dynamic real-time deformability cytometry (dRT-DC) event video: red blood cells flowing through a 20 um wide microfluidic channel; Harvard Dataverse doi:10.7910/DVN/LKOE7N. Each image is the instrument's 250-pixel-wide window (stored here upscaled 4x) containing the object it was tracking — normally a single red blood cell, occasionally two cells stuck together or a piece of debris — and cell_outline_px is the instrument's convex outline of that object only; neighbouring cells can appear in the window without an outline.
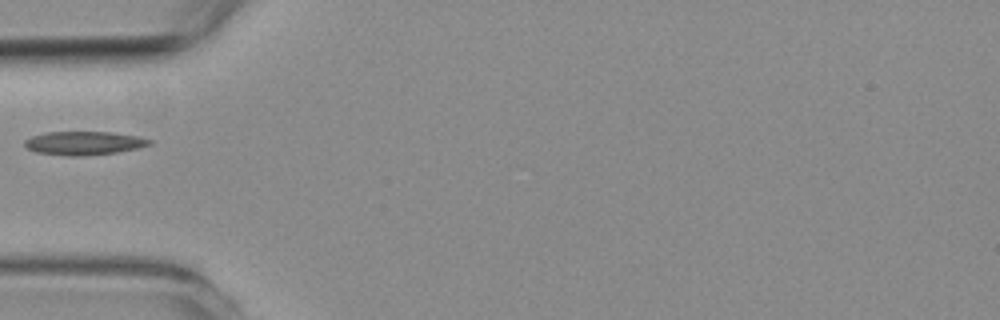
{"species": "common noctule bat (a hibernating species)", "species_latin": "Nyctalus noctula", "temperature_condition": "room temperature", "stored_images_in_passage": 33, "camera_frame_rate_fps": 3000, "um_per_image_px": 0.085, "animal": {"sex": "female", "body_mass_g": 19.3, "forearm_length_mm": 54.1}, "frame": {"image": 1, "passage_image": 1, "time_ms": 0.0, "image_size_px": [1000, 320], "cell_outline_px": [[152, 144], [136, 148], [116, 152], [80, 156], [68, 156], [36, 152], [28, 148], [24, 144], [24, 140], [32, 136], [44, 132], [112, 132], [140, 136], [152, 140]], "centroid_in_image_um": [7.14, 12.15], "position_along_channel_um": 77.9, "area_um2": 17.11}}
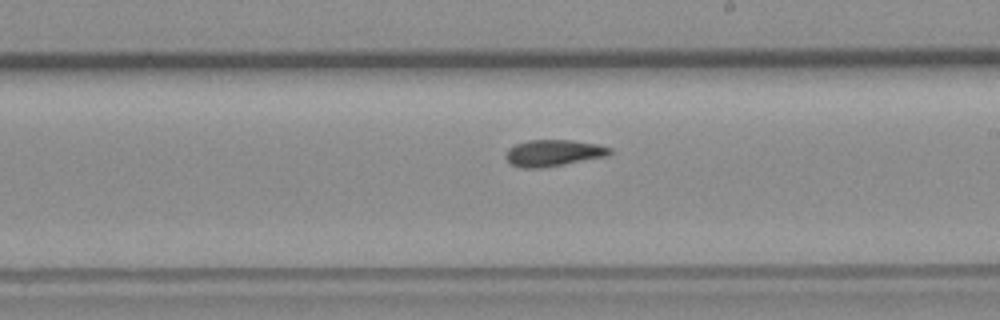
{"frame": {"image": 2, "passage_image": 14, "time_ms": 4.333, "image_size_px": [1000, 320], "cell_outline_px": [[612, 152], [608, 156], [564, 164], [540, 168], [520, 168], [512, 164], [504, 156], [504, 152], [508, 148], [516, 144], [528, 140], [572, 140], [596, 144], [612, 148]], "centroid_in_image_um": [47.02, 13.0], "position_along_channel_um": 242.0, "area_um2": 16.13}}
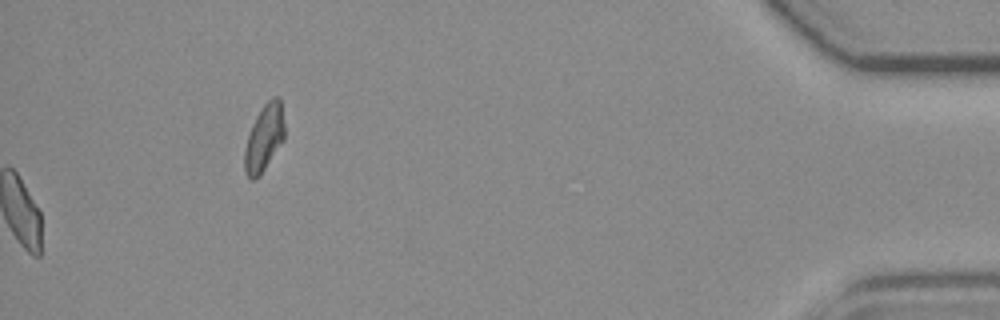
{"frame": {"image": 3, "passage_image": 33, "time_ms": 10.667, "image_size_px": [1000, 320], "cell_outline_px": [[284, 140], [260, 176], [252, 180], [244, 172], [244, 148], [252, 124], [256, 116], [264, 104], [272, 96], [280, 96], [284, 124]], "centroid_in_image_um": [22.45, 11.72], "position_along_channel_um": 412.7, "area_um2": 15.66}}